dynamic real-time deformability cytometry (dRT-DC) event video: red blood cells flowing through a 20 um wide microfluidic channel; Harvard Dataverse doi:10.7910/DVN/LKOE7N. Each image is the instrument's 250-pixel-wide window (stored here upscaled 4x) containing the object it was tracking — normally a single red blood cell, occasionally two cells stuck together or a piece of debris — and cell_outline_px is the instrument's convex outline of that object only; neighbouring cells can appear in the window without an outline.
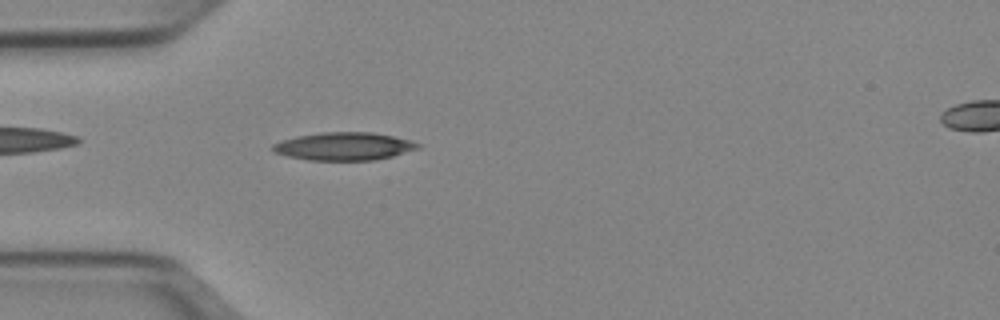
{"species": "Egyptian fruit bat (a non-hibernating species)", "species_latin": "Rousettus aegyptiacus", "temperature_condition": "cold", "stored_images_in_passage": 50, "camera_frame_rate_fps": 3000, "um_per_image_px": 0.085, "animal": {"sex": "female"}, "frame": {"image": 1, "passage_image": 14, "time_ms": 4.333, "image_size_px": [1000, 320], "cell_outline_px": [[420, 148], [392, 156], [376, 160], [308, 160], [288, 156], [276, 152], [272, 148], [272, 144], [296, 136], [320, 132], [372, 132], [412, 140], [420, 144]], "centroid_in_image_um": [29.27, 12.43], "position_along_channel_um": 55.7, "area_um2": 23.52}}
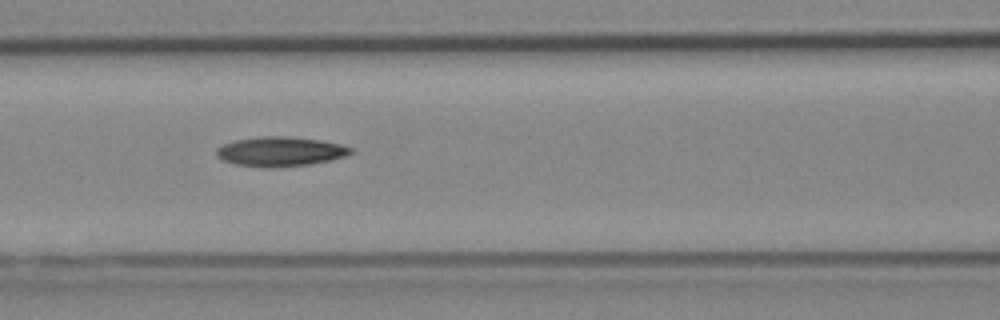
{"frame": {"image": 2, "passage_image": 21, "time_ms": 6.667, "image_size_px": [1000, 320], "cell_outline_px": [[356, 152], [332, 160], [308, 164], [272, 168], [268, 168], [236, 164], [220, 160], [216, 156], [216, 148], [224, 144], [236, 140], [260, 136], [292, 136], [320, 140], [340, 144], [352, 148]], "centroid_in_image_um": [23.82, 12.88], "position_along_channel_um": 142.8, "area_um2": 23.29}}
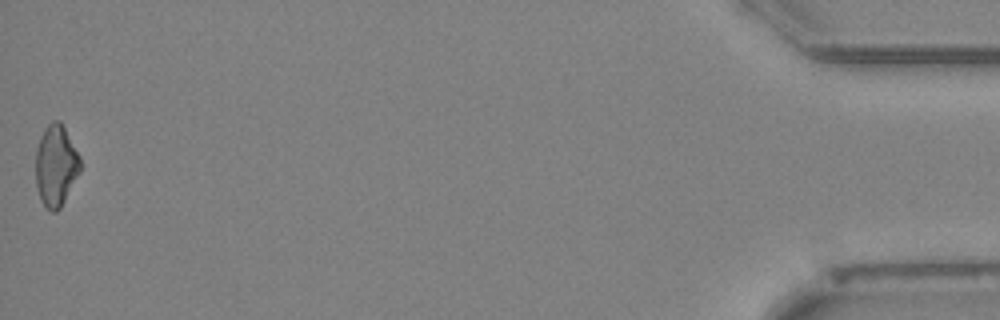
{"frame": {"image": 3, "passage_image": 50, "time_ms": 16.333, "image_size_px": [1000, 320], "cell_outline_px": [[80, 172], [60, 208], [56, 212], [52, 212], [40, 200], [36, 184], [36, 148], [40, 136], [44, 128], [52, 120], [60, 120], [80, 156]], "centroid_in_image_um": [4.74, 14.05], "position_along_channel_um": 430.5, "area_um2": 21.1}, "authors_computed_cell_mechanics": {"area_um2": 21.7617, "velocity_mm_per_s": 3.9669, "shape_relaxation_time_tau1_ms": 5.0165, "shape_relaxation_time_tau2_ms": null, "deformation_change_tau1": 0.1655, "deformation_change_tau2": null}}